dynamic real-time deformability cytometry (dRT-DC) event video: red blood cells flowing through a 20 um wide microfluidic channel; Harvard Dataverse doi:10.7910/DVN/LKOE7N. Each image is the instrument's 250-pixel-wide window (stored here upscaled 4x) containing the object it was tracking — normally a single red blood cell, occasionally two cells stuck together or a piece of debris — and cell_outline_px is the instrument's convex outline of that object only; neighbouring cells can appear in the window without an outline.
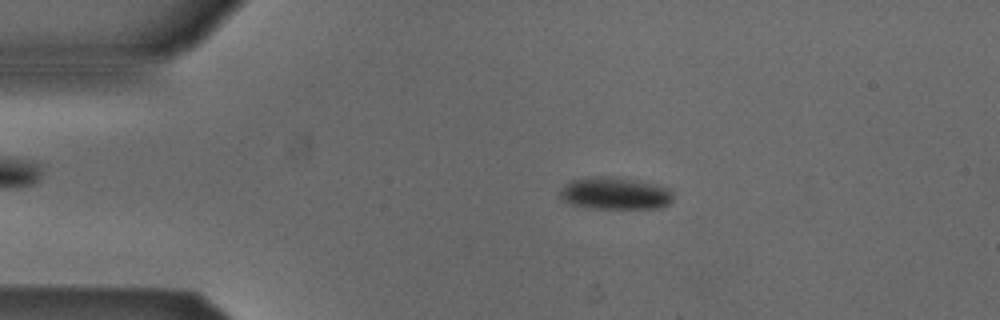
{"species": "Egyptian fruit bat (a non-hibernating species)", "species_latin": "Rousettus aegyptiacus", "temperature_condition": "cold", "stored_images_in_passage": 52, "camera_frame_rate_fps": 3000, "um_per_image_px": 0.085, "animal": {"sex": "male"}, "frame": {"image": 1, "passage_image": 10, "time_ms": 3.0, "image_size_px": [1000, 320], "cell_outline_px": [[672, 200], [668, 204], [660, 208], [592, 208], [572, 204], [560, 200], [560, 188], [564, 184], [572, 180], [592, 176], [608, 176], [656, 184], [668, 188], [672, 192]], "centroid_in_image_um": [52.24, 16.43], "position_along_channel_um": 32.8, "area_um2": 21.21}}
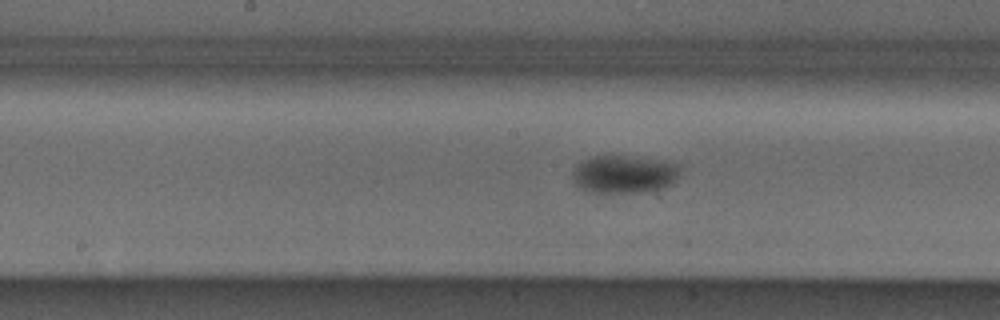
{"frame": {"image": 2, "passage_image": 26, "time_ms": 8.333, "image_size_px": [1000, 320], "cell_outline_px": [[684, 164], [676, 180], [672, 184], [648, 192], [592, 192], [576, 184], [572, 176], [572, 172], [576, 164], [592, 156], [624, 156], [668, 160]], "centroid_in_image_um": [53.14, 14.78], "position_along_channel_um": 195.1, "area_um2": 24.04}}
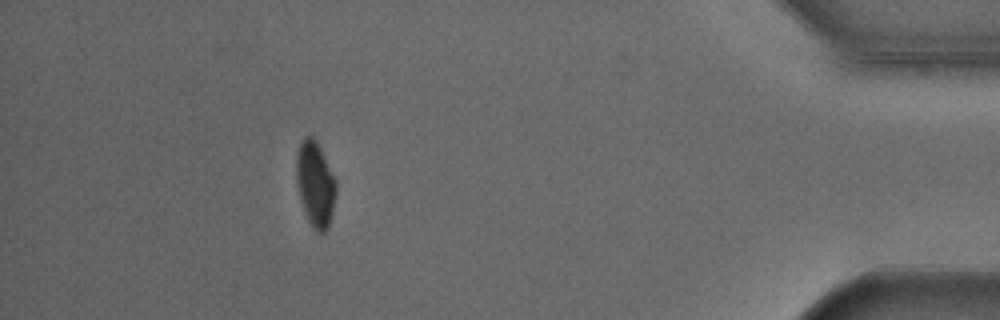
{"frame": {"image": 3, "passage_image": 47, "time_ms": 15.333, "image_size_px": [1000, 320], "cell_outline_px": [[336, 196], [328, 228], [324, 232], [316, 232], [312, 228], [304, 212], [300, 200], [296, 184], [296, 152], [304, 136], [312, 136], [316, 140], [336, 180]], "centroid_in_image_um": [26.78, 15.66], "position_along_channel_um": 408.4, "area_um2": 19.88}}